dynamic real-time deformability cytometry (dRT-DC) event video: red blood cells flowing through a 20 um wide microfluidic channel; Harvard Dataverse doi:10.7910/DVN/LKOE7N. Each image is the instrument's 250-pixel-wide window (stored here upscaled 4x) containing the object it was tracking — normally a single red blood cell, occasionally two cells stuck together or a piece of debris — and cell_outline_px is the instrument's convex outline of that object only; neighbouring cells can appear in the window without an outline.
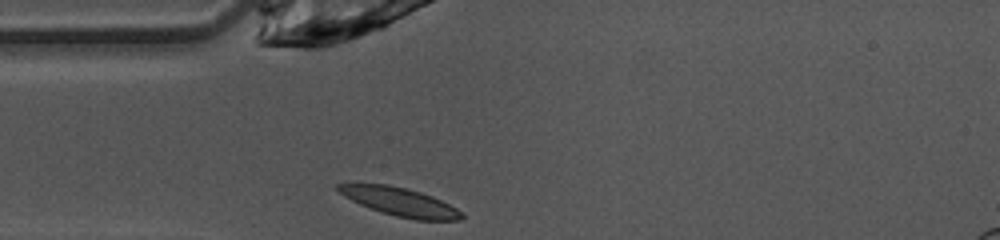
{"species": "common noctule bat (a hibernating species)", "species_latin": "Nyctalus noctula", "temperature_condition": "warm", "stored_images_in_passage": 29, "camera_frame_rate_fps": 3000, "um_per_image_px": 0.085, "animal": {"sex": "female", "body_mass_g": 10.0, "forearm_length_mm": 53.1}, "frame": {"image": 1, "passage_image": 1, "time_ms": 0.0, "image_size_px": [1000, 240], "cell_outline_px": [[464, 216], [460, 220], [416, 220], [396, 216], [380, 212], [360, 204], [344, 196], [336, 188], [336, 184], [388, 184], [420, 192], [432, 196], [456, 208]], "centroid_in_image_um": [33.99, 17.16], "position_along_channel_um": 51.0, "area_um2": 20.06}}
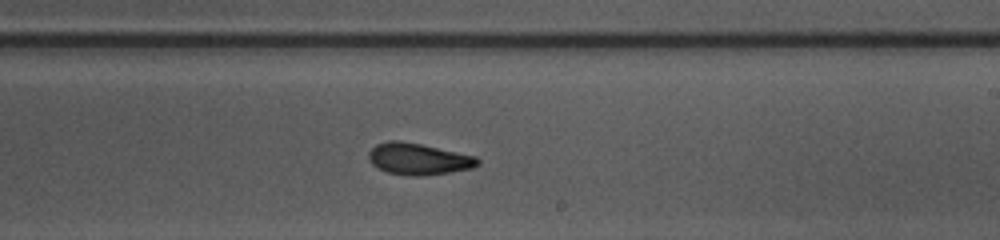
{"frame": {"image": 2, "passage_image": 16, "time_ms": 5.0, "image_size_px": [1000, 240], "cell_outline_px": [[480, 164], [472, 168], [424, 176], [408, 176], [388, 172], [372, 164], [368, 156], [368, 152], [376, 144], [388, 140], [400, 140], [420, 144], [476, 156], [480, 160]], "centroid_in_image_um": [35.56, 13.51], "position_along_channel_um": 253.4, "area_um2": 20.0}}
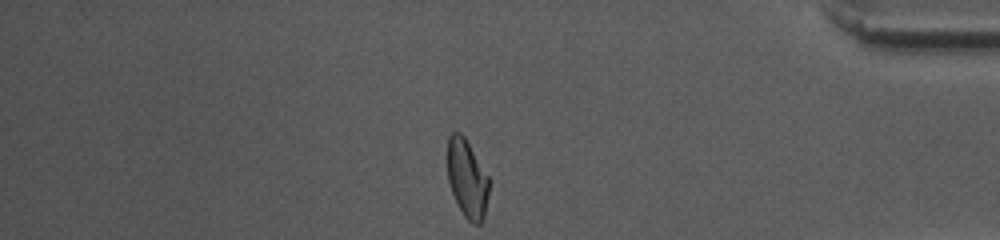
{"frame": {"image": 3, "passage_image": 29, "time_ms": 9.333, "image_size_px": [1000, 240], "cell_outline_px": [[488, 192], [484, 216], [480, 224], [472, 224], [464, 216], [452, 192], [448, 180], [448, 136], [452, 132], [460, 132], [464, 136], [488, 176]], "centroid_in_image_um": [39.7, 15.18], "position_along_channel_um": 395.5, "area_um2": 18.55}, "authors_computed_cell_mechanics": {"area_um2": 19.8254, "velocity_mm_per_s": 4.1073, "shape_relaxation_time_tau1_ms": 7.275, "shape_relaxation_time_tau2_ms": 2.9484, "deformation_change_tau1": 0.1986, "deformation_change_tau2": 0.1038}}